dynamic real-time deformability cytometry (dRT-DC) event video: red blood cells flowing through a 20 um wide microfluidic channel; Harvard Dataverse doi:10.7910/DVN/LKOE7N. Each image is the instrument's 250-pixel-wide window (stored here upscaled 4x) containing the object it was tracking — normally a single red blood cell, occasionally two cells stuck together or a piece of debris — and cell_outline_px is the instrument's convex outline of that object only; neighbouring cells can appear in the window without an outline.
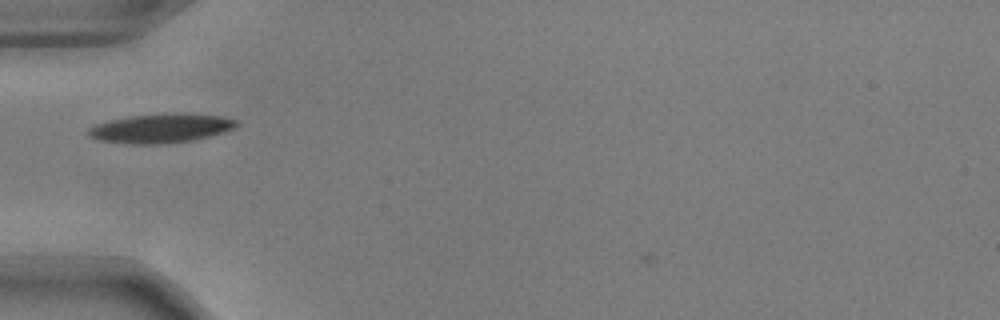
{"species": "common noctule bat (a hibernating species)", "species_latin": "Nyctalus noctula", "temperature_condition": "warm", "stored_images_in_passage": 38, "camera_frame_rate_fps": 3000, "um_per_image_px": 0.085, "animal": {"sex": "male", "body_mass_g": 17.9, "forearm_length_mm": 54.2}, "frame": {"image": 1, "passage_image": 5, "time_ms": 1.333, "image_size_px": [1000, 320], "cell_outline_px": [[240, 124], [236, 128], [224, 132], [192, 140], [160, 144], [132, 144], [96, 140], [88, 136], [88, 128], [92, 124], [108, 120], [132, 116], [172, 112], [184, 112], [220, 116], [236, 120]], "centroid_in_image_um": [13.65, 10.89], "position_along_channel_um": 71.3, "area_um2": 25.55}}
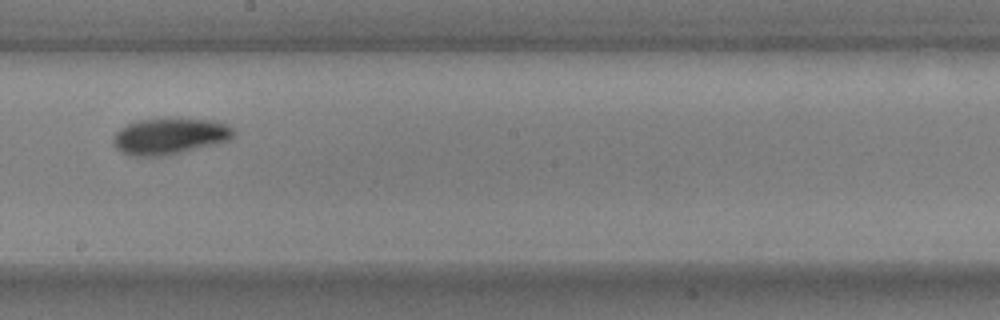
{"frame": {"image": 2, "passage_image": 18, "time_ms": 5.667, "image_size_px": [1000, 320], "cell_outline_px": [[236, 136], [228, 140], [168, 156], [128, 156], [116, 148], [112, 144], [112, 136], [120, 128], [128, 124], [140, 120], [168, 116], [176, 116], [216, 120], [228, 124], [236, 132]], "centroid_in_image_um": [14.43, 11.54], "position_along_channel_um": 233.8, "area_um2": 26.47}}
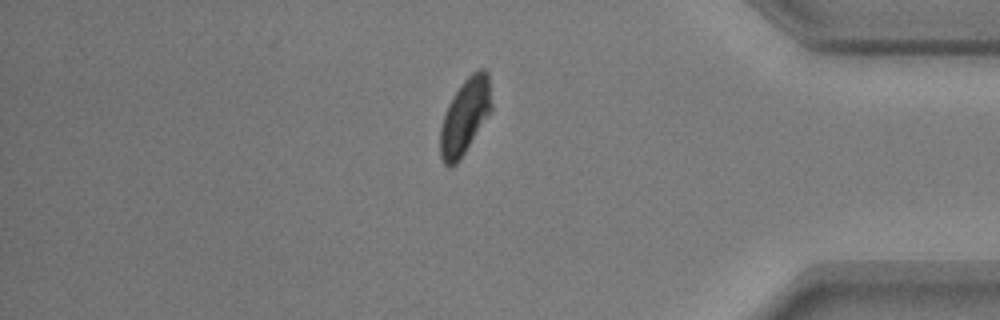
{"frame": {"image": 3, "passage_image": 33, "time_ms": 10.667, "image_size_px": [1000, 320], "cell_outline_px": [[492, 112], [460, 160], [456, 164], [448, 168], [444, 164], [440, 156], [440, 128], [448, 104], [464, 80], [472, 72], [480, 68], [484, 68], [488, 72], [492, 104]], "centroid_in_image_um": [39.54, 9.91], "position_along_channel_um": 395.7, "area_um2": 22.83}, "authors_computed_cell_mechanics": {"area_um2": 23.9292, "velocity_mm_per_s": 3.7434, "shape_relaxation_time_tau1_ms": 2.0483, "shape_relaxation_time_tau2_ms": 7.0685, "deformation_change_tau1": 0.1286, "deformation_change_tau2": 0.0826}}